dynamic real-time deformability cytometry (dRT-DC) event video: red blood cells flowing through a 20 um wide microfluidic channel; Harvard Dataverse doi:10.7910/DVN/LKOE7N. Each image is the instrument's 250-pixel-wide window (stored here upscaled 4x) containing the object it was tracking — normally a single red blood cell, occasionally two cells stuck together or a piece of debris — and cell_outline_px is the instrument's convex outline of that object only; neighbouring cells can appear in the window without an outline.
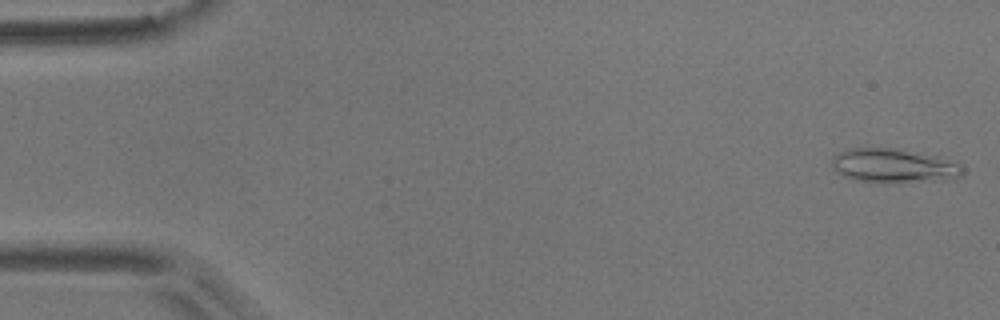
{"species": "common noctule bat (a hibernating species)", "species_latin": "Nyctalus noctula", "temperature_condition": "room temperature", "stored_images_in_passage": 4, "camera_frame_rate_fps": 3000, "um_per_image_px": 0.085, "animal": {"sex": "male", "body_mass_g": 17.9}, "frame": {"image": 1, "passage_image": 1, "time_ms": 0.0, "image_size_px": [1000, 320], "cell_outline_px": [[964, 172], [960, 176], [944, 180], [856, 180], [844, 176], [836, 172], [832, 168], [832, 156], [848, 148], [896, 148], [936, 156], [960, 164], [964, 168]], "centroid_in_image_um": [75.93, 14.04], "position_along_channel_um": 9.1, "area_um2": 25.09}}